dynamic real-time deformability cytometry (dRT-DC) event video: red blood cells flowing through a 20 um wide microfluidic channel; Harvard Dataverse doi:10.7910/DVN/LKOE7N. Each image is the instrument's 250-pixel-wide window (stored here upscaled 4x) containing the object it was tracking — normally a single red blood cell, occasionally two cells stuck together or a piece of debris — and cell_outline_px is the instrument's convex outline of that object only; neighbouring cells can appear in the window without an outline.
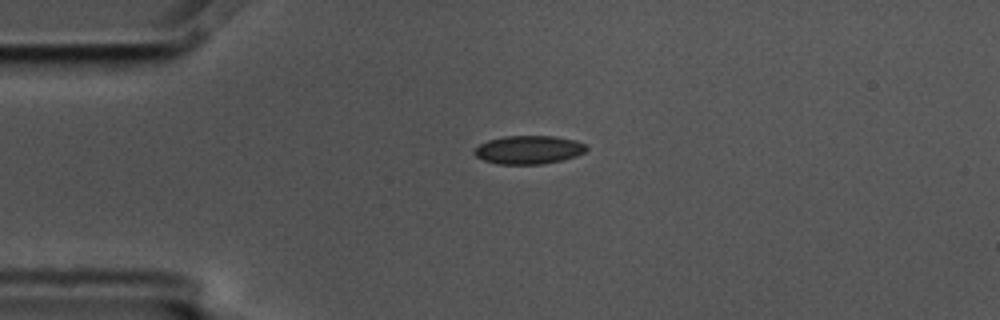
{"species": "common noctule bat (a hibernating species)", "species_latin": "Nyctalus noctula", "temperature_condition": "cold", "stored_images_in_passage": 3, "camera_frame_rate_fps": 3000, "um_per_image_px": 0.085, "animal": {"sex": "male", "body_mass_g": 17.5, "forearm_length_mm": 52.3}, "frame": {"image": 1, "passage_image": 1, "time_ms": 0.0, "image_size_px": [1000, 320], "cell_outline_px": [[588, 148], [584, 152], [576, 156], [564, 160], [544, 164], [496, 164], [484, 160], [476, 156], [472, 152], [480, 144], [488, 140], [504, 136], [556, 136], [576, 140], [588, 144]], "centroid_in_image_um": [44.98, 12.73], "position_along_channel_um": 40.0, "area_um2": 18.79}}